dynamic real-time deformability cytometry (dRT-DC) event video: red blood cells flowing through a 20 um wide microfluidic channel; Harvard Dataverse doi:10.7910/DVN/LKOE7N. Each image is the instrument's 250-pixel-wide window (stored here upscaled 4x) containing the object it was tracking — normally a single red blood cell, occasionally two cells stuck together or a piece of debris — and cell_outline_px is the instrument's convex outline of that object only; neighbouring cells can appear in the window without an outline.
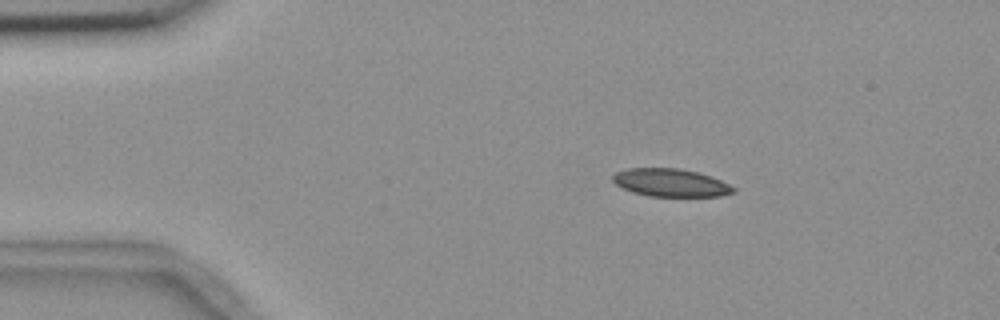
{"species": "common noctule bat (a hibernating species)", "species_latin": "Nyctalus noctula", "temperature_condition": "room temperature", "stored_images_in_passage": 8, "camera_frame_rate_fps": 3000, "um_per_image_px": 0.085, "animal": {"sex": "female", "body_mass_g": 18.4}, "frame": {"image": 1, "passage_image": 2, "time_ms": 1.0, "image_size_px": [1000, 320], "cell_outline_px": [[736, 192], [720, 196], [648, 196], [632, 192], [616, 184], [612, 180], [612, 176], [616, 172], [628, 168], [680, 168], [696, 172], [720, 180], [736, 188]], "centroid_in_image_um": [56.99, 15.53], "position_along_channel_um": 28.0, "area_um2": 19.48}}
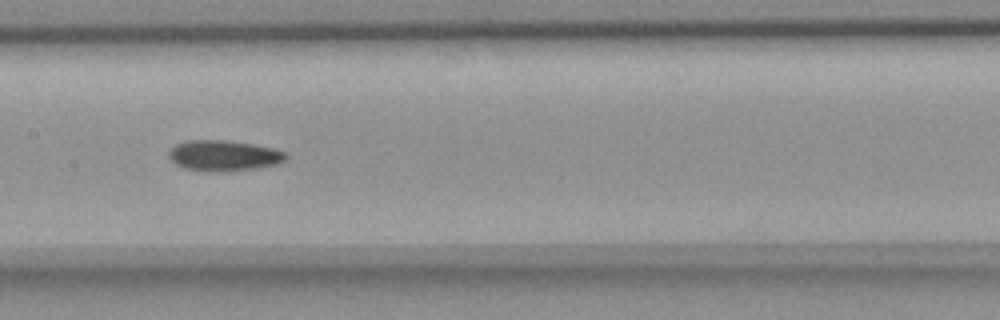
{"frame": {"image": 2, "passage_image": 7, "time_ms": 7.0, "image_size_px": [1000, 320], "cell_outline_px": [[288, 156], [280, 164], [256, 168], [228, 172], [208, 172], [184, 168], [176, 164], [168, 156], [168, 152], [176, 144], [188, 140], [228, 140], [276, 148], [284, 152]], "centroid_in_image_um": [19.04, 13.24], "position_along_channel_um": 188.4, "area_um2": 21.21}}
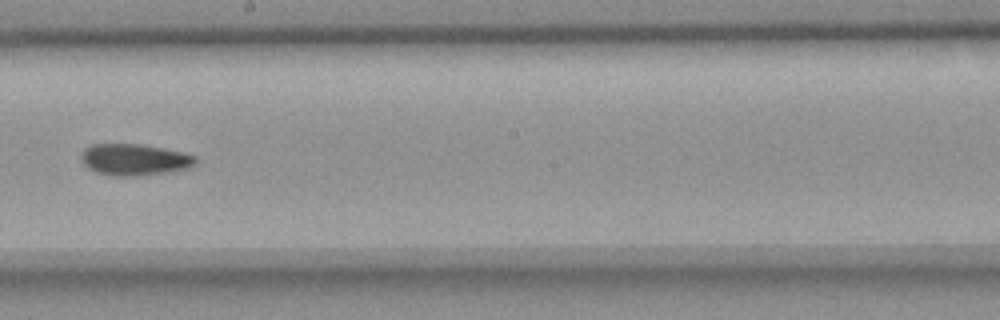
{"frame": {"image": 3, "passage_image": 8, "time_ms": 8.333, "image_size_px": [1000, 320], "cell_outline_px": [[196, 164], [188, 168], [168, 172], [136, 176], [112, 176], [96, 172], [88, 168], [84, 164], [80, 156], [84, 148], [92, 144], [140, 144], [184, 152], [196, 156]], "centroid_in_image_um": [11.42, 13.57], "position_along_channel_um": 236.8, "area_um2": 21.1}}